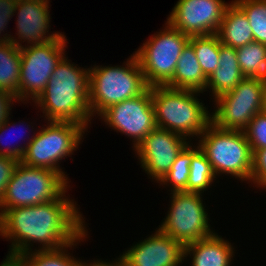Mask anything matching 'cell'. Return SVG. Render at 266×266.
<instances>
[{
  "label": "cell",
  "mask_w": 266,
  "mask_h": 266,
  "mask_svg": "<svg viewBox=\"0 0 266 266\" xmlns=\"http://www.w3.org/2000/svg\"><path fill=\"white\" fill-rule=\"evenodd\" d=\"M66 192L43 204L10 208L0 216V236L12 242L7 258L16 260L32 252L31 242L42 245L37 250H58L86 231L76 202Z\"/></svg>",
  "instance_id": "6da1fadb"
},
{
  "label": "cell",
  "mask_w": 266,
  "mask_h": 266,
  "mask_svg": "<svg viewBox=\"0 0 266 266\" xmlns=\"http://www.w3.org/2000/svg\"><path fill=\"white\" fill-rule=\"evenodd\" d=\"M65 56L55 67L44 91L34 101L48 122L89 126V68L77 67Z\"/></svg>",
  "instance_id": "7a4b0ae2"
},
{
  "label": "cell",
  "mask_w": 266,
  "mask_h": 266,
  "mask_svg": "<svg viewBox=\"0 0 266 266\" xmlns=\"http://www.w3.org/2000/svg\"><path fill=\"white\" fill-rule=\"evenodd\" d=\"M201 92L151 86L156 126L194 139L212 123L211 113L197 98Z\"/></svg>",
  "instance_id": "3957f363"
},
{
  "label": "cell",
  "mask_w": 266,
  "mask_h": 266,
  "mask_svg": "<svg viewBox=\"0 0 266 266\" xmlns=\"http://www.w3.org/2000/svg\"><path fill=\"white\" fill-rule=\"evenodd\" d=\"M147 85L136 55L123 66H95L89 68L88 104L91 119L108 107L143 94Z\"/></svg>",
  "instance_id": "277c9868"
},
{
  "label": "cell",
  "mask_w": 266,
  "mask_h": 266,
  "mask_svg": "<svg viewBox=\"0 0 266 266\" xmlns=\"http://www.w3.org/2000/svg\"><path fill=\"white\" fill-rule=\"evenodd\" d=\"M198 138L199 149L216 176L227 173L251 182L253 152L244 131L224 130L211 123Z\"/></svg>",
  "instance_id": "5b68a950"
},
{
  "label": "cell",
  "mask_w": 266,
  "mask_h": 266,
  "mask_svg": "<svg viewBox=\"0 0 266 266\" xmlns=\"http://www.w3.org/2000/svg\"><path fill=\"white\" fill-rule=\"evenodd\" d=\"M86 130L84 125L76 123L48 122L46 128H41L28 138L27 144H24L26 151L20 162L28 167L59 172L68 181L58 162L76 151Z\"/></svg>",
  "instance_id": "8992f818"
},
{
  "label": "cell",
  "mask_w": 266,
  "mask_h": 266,
  "mask_svg": "<svg viewBox=\"0 0 266 266\" xmlns=\"http://www.w3.org/2000/svg\"><path fill=\"white\" fill-rule=\"evenodd\" d=\"M59 172L28 167L19 162L0 201V216L8 209L43 204L59 198L70 187Z\"/></svg>",
  "instance_id": "52a82bcc"
},
{
  "label": "cell",
  "mask_w": 266,
  "mask_h": 266,
  "mask_svg": "<svg viewBox=\"0 0 266 266\" xmlns=\"http://www.w3.org/2000/svg\"><path fill=\"white\" fill-rule=\"evenodd\" d=\"M190 36L173 28L168 22L165 29L147 39L134 53L149 87L165 86L173 77L177 61Z\"/></svg>",
  "instance_id": "ba28073f"
},
{
  "label": "cell",
  "mask_w": 266,
  "mask_h": 266,
  "mask_svg": "<svg viewBox=\"0 0 266 266\" xmlns=\"http://www.w3.org/2000/svg\"><path fill=\"white\" fill-rule=\"evenodd\" d=\"M266 79L244 77L231 91L214 99L212 123L220 129L244 131L254 116L262 111Z\"/></svg>",
  "instance_id": "9c48e42d"
},
{
  "label": "cell",
  "mask_w": 266,
  "mask_h": 266,
  "mask_svg": "<svg viewBox=\"0 0 266 266\" xmlns=\"http://www.w3.org/2000/svg\"><path fill=\"white\" fill-rule=\"evenodd\" d=\"M171 207L158 229L184 246L211 237L209 215L203 205L202 193L172 192Z\"/></svg>",
  "instance_id": "30bf717a"
},
{
  "label": "cell",
  "mask_w": 266,
  "mask_h": 266,
  "mask_svg": "<svg viewBox=\"0 0 266 266\" xmlns=\"http://www.w3.org/2000/svg\"><path fill=\"white\" fill-rule=\"evenodd\" d=\"M66 42L67 38L62 34L47 43L25 45L20 49L19 101H35L44 91L55 67L66 56Z\"/></svg>",
  "instance_id": "8fae6325"
},
{
  "label": "cell",
  "mask_w": 266,
  "mask_h": 266,
  "mask_svg": "<svg viewBox=\"0 0 266 266\" xmlns=\"http://www.w3.org/2000/svg\"><path fill=\"white\" fill-rule=\"evenodd\" d=\"M99 116L113 130L132 138L135 149L157 127L151 87L139 96L108 107Z\"/></svg>",
  "instance_id": "7c38bea8"
},
{
  "label": "cell",
  "mask_w": 266,
  "mask_h": 266,
  "mask_svg": "<svg viewBox=\"0 0 266 266\" xmlns=\"http://www.w3.org/2000/svg\"><path fill=\"white\" fill-rule=\"evenodd\" d=\"M228 5L223 0H178L167 22L188 36L216 34Z\"/></svg>",
  "instance_id": "4fadbf2b"
},
{
  "label": "cell",
  "mask_w": 266,
  "mask_h": 266,
  "mask_svg": "<svg viewBox=\"0 0 266 266\" xmlns=\"http://www.w3.org/2000/svg\"><path fill=\"white\" fill-rule=\"evenodd\" d=\"M188 138L156 127L133 149L142 169L159 182L170 170L178 154L189 143Z\"/></svg>",
  "instance_id": "5bb4252c"
},
{
  "label": "cell",
  "mask_w": 266,
  "mask_h": 266,
  "mask_svg": "<svg viewBox=\"0 0 266 266\" xmlns=\"http://www.w3.org/2000/svg\"><path fill=\"white\" fill-rule=\"evenodd\" d=\"M126 266H179L185 246L159 229L120 255Z\"/></svg>",
  "instance_id": "9a60e30c"
},
{
  "label": "cell",
  "mask_w": 266,
  "mask_h": 266,
  "mask_svg": "<svg viewBox=\"0 0 266 266\" xmlns=\"http://www.w3.org/2000/svg\"><path fill=\"white\" fill-rule=\"evenodd\" d=\"M48 0H20L15 11L17 13L16 27L18 39L11 42L19 49L23 48L20 42L27 41L31 45L47 43L59 38L62 33H47L50 25V11ZM60 33V34H59ZM47 35V36H46ZM20 41V42H19Z\"/></svg>",
  "instance_id": "2e32d148"
},
{
  "label": "cell",
  "mask_w": 266,
  "mask_h": 266,
  "mask_svg": "<svg viewBox=\"0 0 266 266\" xmlns=\"http://www.w3.org/2000/svg\"><path fill=\"white\" fill-rule=\"evenodd\" d=\"M234 248L217 233L185 246V259L192 255V266H230Z\"/></svg>",
  "instance_id": "e0dca14e"
},
{
  "label": "cell",
  "mask_w": 266,
  "mask_h": 266,
  "mask_svg": "<svg viewBox=\"0 0 266 266\" xmlns=\"http://www.w3.org/2000/svg\"><path fill=\"white\" fill-rule=\"evenodd\" d=\"M238 60L236 49L220 43L219 66L208 77L205 91L209 88L213 98L233 90L244 78Z\"/></svg>",
  "instance_id": "ac0fdd59"
},
{
  "label": "cell",
  "mask_w": 266,
  "mask_h": 266,
  "mask_svg": "<svg viewBox=\"0 0 266 266\" xmlns=\"http://www.w3.org/2000/svg\"><path fill=\"white\" fill-rule=\"evenodd\" d=\"M207 80L208 78L202 71L193 46L188 42L177 61L172 79L165 86L203 93Z\"/></svg>",
  "instance_id": "d6986e66"
},
{
  "label": "cell",
  "mask_w": 266,
  "mask_h": 266,
  "mask_svg": "<svg viewBox=\"0 0 266 266\" xmlns=\"http://www.w3.org/2000/svg\"><path fill=\"white\" fill-rule=\"evenodd\" d=\"M216 34L222 45L235 49L254 42L245 13L233 1L226 7Z\"/></svg>",
  "instance_id": "ffe728a7"
},
{
  "label": "cell",
  "mask_w": 266,
  "mask_h": 266,
  "mask_svg": "<svg viewBox=\"0 0 266 266\" xmlns=\"http://www.w3.org/2000/svg\"><path fill=\"white\" fill-rule=\"evenodd\" d=\"M21 51L12 42H0V90L19 102Z\"/></svg>",
  "instance_id": "44dd1931"
},
{
  "label": "cell",
  "mask_w": 266,
  "mask_h": 266,
  "mask_svg": "<svg viewBox=\"0 0 266 266\" xmlns=\"http://www.w3.org/2000/svg\"><path fill=\"white\" fill-rule=\"evenodd\" d=\"M87 230L73 243L58 250H34L24 253L16 260L20 266H84V262L76 260L75 257L68 254V248L76 246L83 239L87 238ZM81 240V241H80ZM67 250V251H66Z\"/></svg>",
  "instance_id": "7402d4cb"
},
{
  "label": "cell",
  "mask_w": 266,
  "mask_h": 266,
  "mask_svg": "<svg viewBox=\"0 0 266 266\" xmlns=\"http://www.w3.org/2000/svg\"><path fill=\"white\" fill-rule=\"evenodd\" d=\"M237 60L245 77L266 79V45L251 42L236 49Z\"/></svg>",
  "instance_id": "603a6c76"
},
{
  "label": "cell",
  "mask_w": 266,
  "mask_h": 266,
  "mask_svg": "<svg viewBox=\"0 0 266 266\" xmlns=\"http://www.w3.org/2000/svg\"><path fill=\"white\" fill-rule=\"evenodd\" d=\"M217 178L212 165L205 154L199 149V146L192 147V159L190 163V173L187 181V192L203 193L213 180Z\"/></svg>",
  "instance_id": "cb8c5ba5"
},
{
  "label": "cell",
  "mask_w": 266,
  "mask_h": 266,
  "mask_svg": "<svg viewBox=\"0 0 266 266\" xmlns=\"http://www.w3.org/2000/svg\"><path fill=\"white\" fill-rule=\"evenodd\" d=\"M196 57L204 75L208 78L219 66L220 40L217 34L190 36Z\"/></svg>",
  "instance_id": "d4e9b609"
},
{
  "label": "cell",
  "mask_w": 266,
  "mask_h": 266,
  "mask_svg": "<svg viewBox=\"0 0 266 266\" xmlns=\"http://www.w3.org/2000/svg\"><path fill=\"white\" fill-rule=\"evenodd\" d=\"M192 159V146L190 142L182 149L171 165L170 170L158 182L163 185L170 184L172 192H187V181L190 173ZM170 182V183H169Z\"/></svg>",
  "instance_id": "484cf974"
},
{
  "label": "cell",
  "mask_w": 266,
  "mask_h": 266,
  "mask_svg": "<svg viewBox=\"0 0 266 266\" xmlns=\"http://www.w3.org/2000/svg\"><path fill=\"white\" fill-rule=\"evenodd\" d=\"M246 15L255 42L266 45V0H234Z\"/></svg>",
  "instance_id": "4316f807"
},
{
  "label": "cell",
  "mask_w": 266,
  "mask_h": 266,
  "mask_svg": "<svg viewBox=\"0 0 266 266\" xmlns=\"http://www.w3.org/2000/svg\"><path fill=\"white\" fill-rule=\"evenodd\" d=\"M245 136L254 153L256 150L266 148V114L257 113L244 130Z\"/></svg>",
  "instance_id": "83f0119b"
},
{
  "label": "cell",
  "mask_w": 266,
  "mask_h": 266,
  "mask_svg": "<svg viewBox=\"0 0 266 266\" xmlns=\"http://www.w3.org/2000/svg\"><path fill=\"white\" fill-rule=\"evenodd\" d=\"M266 189V148L253 153L251 184Z\"/></svg>",
  "instance_id": "f1b7e54d"
},
{
  "label": "cell",
  "mask_w": 266,
  "mask_h": 266,
  "mask_svg": "<svg viewBox=\"0 0 266 266\" xmlns=\"http://www.w3.org/2000/svg\"><path fill=\"white\" fill-rule=\"evenodd\" d=\"M20 0H0V42H11L14 37L5 33L4 37H1L2 31L7 27V23L11 20V16L15 15Z\"/></svg>",
  "instance_id": "f546056e"
},
{
  "label": "cell",
  "mask_w": 266,
  "mask_h": 266,
  "mask_svg": "<svg viewBox=\"0 0 266 266\" xmlns=\"http://www.w3.org/2000/svg\"><path fill=\"white\" fill-rule=\"evenodd\" d=\"M9 117L0 125V141H2V136H3V134L5 133L4 131H6L7 129H9V131H11L10 130V128H11V126H12V128H13V125H14V128L16 127V123H9ZM12 124V125H11ZM11 125V126H10ZM19 127L21 126L20 124L18 125ZM22 127V126H21ZM27 127H28V125H27ZM27 129V128H26ZM10 137V136H9ZM21 137H23V135L21 136L20 135V138ZM2 145H4L2 142H0ZM6 143V142H5ZM2 145H0V146H2ZM8 145V144H7ZM10 145V144H9ZM7 146L6 147V144H5V147H1L0 148V156H7V157H11V158H13V159H16L17 161H21V159H22V157H23V155H24V153H25V151H26V148H25V146H20V145H17V146H12V147H10V146Z\"/></svg>",
  "instance_id": "4dcf8cb0"
},
{
  "label": "cell",
  "mask_w": 266,
  "mask_h": 266,
  "mask_svg": "<svg viewBox=\"0 0 266 266\" xmlns=\"http://www.w3.org/2000/svg\"><path fill=\"white\" fill-rule=\"evenodd\" d=\"M18 163L11 157L0 156V201Z\"/></svg>",
  "instance_id": "1f68e13d"
},
{
  "label": "cell",
  "mask_w": 266,
  "mask_h": 266,
  "mask_svg": "<svg viewBox=\"0 0 266 266\" xmlns=\"http://www.w3.org/2000/svg\"><path fill=\"white\" fill-rule=\"evenodd\" d=\"M17 101L10 93L0 90V125L9 117L13 102Z\"/></svg>",
  "instance_id": "d6a6232c"
},
{
  "label": "cell",
  "mask_w": 266,
  "mask_h": 266,
  "mask_svg": "<svg viewBox=\"0 0 266 266\" xmlns=\"http://www.w3.org/2000/svg\"><path fill=\"white\" fill-rule=\"evenodd\" d=\"M117 259L112 263L102 261V260H96V261L94 260L93 262H90V263L85 262L84 266H126L120 257Z\"/></svg>",
  "instance_id": "836d02e7"
},
{
  "label": "cell",
  "mask_w": 266,
  "mask_h": 266,
  "mask_svg": "<svg viewBox=\"0 0 266 266\" xmlns=\"http://www.w3.org/2000/svg\"><path fill=\"white\" fill-rule=\"evenodd\" d=\"M0 266H20L17 260L6 258Z\"/></svg>",
  "instance_id": "e575fe53"
},
{
  "label": "cell",
  "mask_w": 266,
  "mask_h": 266,
  "mask_svg": "<svg viewBox=\"0 0 266 266\" xmlns=\"http://www.w3.org/2000/svg\"><path fill=\"white\" fill-rule=\"evenodd\" d=\"M262 112L266 114V87L263 93Z\"/></svg>",
  "instance_id": "d590c367"
}]
</instances>
